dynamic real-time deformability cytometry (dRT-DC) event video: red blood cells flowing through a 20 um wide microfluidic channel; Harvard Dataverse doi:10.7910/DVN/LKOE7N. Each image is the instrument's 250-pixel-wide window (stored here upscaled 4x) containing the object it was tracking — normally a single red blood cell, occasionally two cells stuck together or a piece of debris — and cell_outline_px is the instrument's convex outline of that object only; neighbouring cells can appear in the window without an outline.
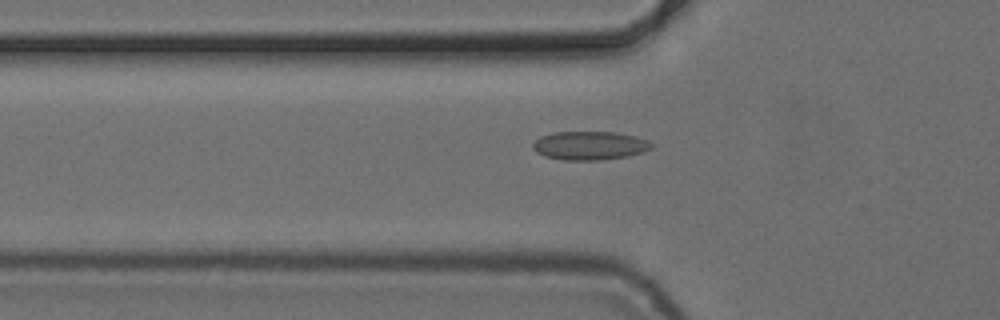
{"species": "common noctule bat (a hibernating species)", "species_latin": "Nyctalus noctula", "temperature_condition": "cold", "stored_images_in_passage": 5, "camera_frame_rate_fps": 3000, "um_per_image_px": 0.085, "animal": {"sex": "female", "body_mass_g": 24.6, "forearm_length_mm": 56.2}, "frame": {"image": 1, "passage_image": 5, "time_ms": 5.667, "image_size_px": [1000, 320], "cell_outline_px": [[652, 148], [644, 152], [628, 156], [600, 160], [564, 160], [544, 156], [536, 152], [532, 148], [532, 144], [540, 136], [552, 132], [616, 132], [636, 136], [648, 140], [652, 144]], "centroid_in_image_um": [50.12, 12.37], "position_along_channel_um": 75.7, "area_um2": 19.94}}